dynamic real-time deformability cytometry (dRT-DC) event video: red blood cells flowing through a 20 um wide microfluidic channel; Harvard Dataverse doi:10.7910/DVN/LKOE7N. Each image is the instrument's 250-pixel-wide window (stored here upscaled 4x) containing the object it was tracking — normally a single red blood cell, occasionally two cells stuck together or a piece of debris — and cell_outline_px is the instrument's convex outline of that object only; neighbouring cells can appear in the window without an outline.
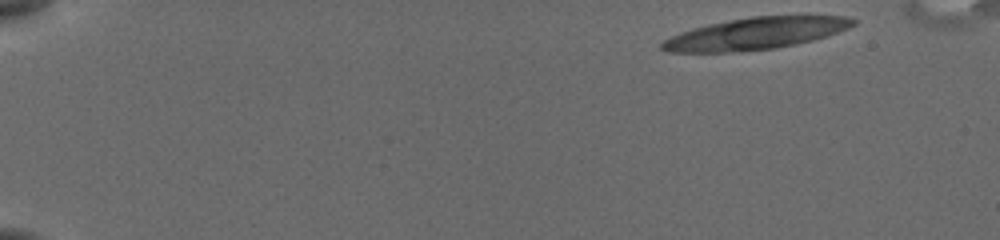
{"species": "common noctule bat (a hibernating species)", "species_latin": "Nyctalus noctula", "temperature_condition": "cold", "stored_images_in_passage": 2, "camera_frame_rate_fps": 3000, "um_per_image_px": 0.085, "animal": {"sex": "female", "body_mass_g": 19.5, "forearm_length_mm": 54.1}, "frame": {"image": 1, "passage_image": 2, "time_ms": 0.333, "image_size_px": [1000, 240], "cell_outline_px": [[856, 24], [848, 28], [812, 40], [772, 48], [724, 52], [668, 52], [660, 48], [660, 44], [664, 40], [672, 36], [708, 24], [752, 16], [844, 16], [856, 20]], "centroid_in_image_um": [64.21, 2.84], "position_along_channel_um": 20.8, "area_um2": 34.56}}